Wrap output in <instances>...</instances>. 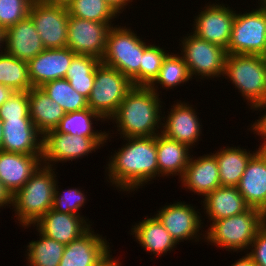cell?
<instances>
[{"mask_svg":"<svg viewBox=\"0 0 266 266\" xmlns=\"http://www.w3.org/2000/svg\"><path fill=\"white\" fill-rule=\"evenodd\" d=\"M123 140L121 149L109 157L105 174L111 186L132 193L159 177L156 136L125 137Z\"/></svg>","mask_w":266,"mask_h":266,"instance_id":"1","label":"cell"},{"mask_svg":"<svg viewBox=\"0 0 266 266\" xmlns=\"http://www.w3.org/2000/svg\"><path fill=\"white\" fill-rule=\"evenodd\" d=\"M159 96L145 86H134L126 94L118 111L110 119L116 124L120 139L150 137L161 133L163 102Z\"/></svg>","mask_w":266,"mask_h":266,"instance_id":"2","label":"cell"},{"mask_svg":"<svg viewBox=\"0 0 266 266\" xmlns=\"http://www.w3.org/2000/svg\"><path fill=\"white\" fill-rule=\"evenodd\" d=\"M57 167L41 164L13 195L12 209L21 227L29 228L53 207Z\"/></svg>","mask_w":266,"mask_h":266,"instance_id":"3","label":"cell"},{"mask_svg":"<svg viewBox=\"0 0 266 266\" xmlns=\"http://www.w3.org/2000/svg\"><path fill=\"white\" fill-rule=\"evenodd\" d=\"M256 111L266 104V67L262 55L228 54L224 75Z\"/></svg>","mask_w":266,"mask_h":266,"instance_id":"4","label":"cell"},{"mask_svg":"<svg viewBox=\"0 0 266 266\" xmlns=\"http://www.w3.org/2000/svg\"><path fill=\"white\" fill-rule=\"evenodd\" d=\"M263 224V212L249 207L240 214L210 223V227L205 231L204 241L233 253L244 250L248 252L258 229Z\"/></svg>","mask_w":266,"mask_h":266,"instance_id":"5","label":"cell"},{"mask_svg":"<svg viewBox=\"0 0 266 266\" xmlns=\"http://www.w3.org/2000/svg\"><path fill=\"white\" fill-rule=\"evenodd\" d=\"M149 46L130 27L112 26L107 34L106 51L101 63L117 69L139 86V68L144 50Z\"/></svg>","mask_w":266,"mask_h":266,"instance_id":"6","label":"cell"},{"mask_svg":"<svg viewBox=\"0 0 266 266\" xmlns=\"http://www.w3.org/2000/svg\"><path fill=\"white\" fill-rule=\"evenodd\" d=\"M133 87L128 77L100 63L95 70L94 85L87 99L88 107L109 122Z\"/></svg>","mask_w":266,"mask_h":266,"instance_id":"7","label":"cell"},{"mask_svg":"<svg viewBox=\"0 0 266 266\" xmlns=\"http://www.w3.org/2000/svg\"><path fill=\"white\" fill-rule=\"evenodd\" d=\"M180 39V55L187 65L191 79L214 80V77L220 78L224 75L228 55L224 48L199 38L192 30Z\"/></svg>","mask_w":266,"mask_h":266,"instance_id":"8","label":"cell"},{"mask_svg":"<svg viewBox=\"0 0 266 266\" xmlns=\"http://www.w3.org/2000/svg\"><path fill=\"white\" fill-rule=\"evenodd\" d=\"M236 13L227 54L262 55L266 51V3Z\"/></svg>","mask_w":266,"mask_h":266,"instance_id":"9","label":"cell"},{"mask_svg":"<svg viewBox=\"0 0 266 266\" xmlns=\"http://www.w3.org/2000/svg\"><path fill=\"white\" fill-rule=\"evenodd\" d=\"M92 139L90 137L59 133L55 129L42 135V164L54 167L58 162L64 163L88 156L104 146L110 139Z\"/></svg>","mask_w":266,"mask_h":266,"instance_id":"10","label":"cell"},{"mask_svg":"<svg viewBox=\"0 0 266 266\" xmlns=\"http://www.w3.org/2000/svg\"><path fill=\"white\" fill-rule=\"evenodd\" d=\"M29 17L45 49L67 47L69 13L66 6L34 0L30 7Z\"/></svg>","mask_w":266,"mask_h":266,"instance_id":"11","label":"cell"},{"mask_svg":"<svg viewBox=\"0 0 266 266\" xmlns=\"http://www.w3.org/2000/svg\"><path fill=\"white\" fill-rule=\"evenodd\" d=\"M191 205L185 201H176L163 206L157 211L158 213L154 214L177 244L184 240L199 242L200 239H205V233L200 232L204 227L201 213L199 209L196 210V206Z\"/></svg>","mask_w":266,"mask_h":266,"instance_id":"12","label":"cell"},{"mask_svg":"<svg viewBox=\"0 0 266 266\" xmlns=\"http://www.w3.org/2000/svg\"><path fill=\"white\" fill-rule=\"evenodd\" d=\"M208 3L194 16L193 32L199 38L227 50L234 23L235 12L227 4ZM227 5V7H226Z\"/></svg>","mask_w":266,"mask_h":266,"instance_id":"13","label":"cell"},{"mask_svg":"<svg viewBox=\"0 0 266 266\" xmlns=\"http://www.w3.org/2000/svg\"><path fill=\"white\" fill-rule=\"evenodd\" d=\"M113 23H101L69 15L67 47L77 55H89L102 60L107 34Z\"/></svg>","mask_w":266,"mask_h":266,"instance_id":"14","label":"cell"},{"mask_svg":"<svg viewBox=\"0 0 266 266\" xmlns=\"http://www.w3.org/2000/svg\"><path fill=\"white\" fill-rule=\"evenodd\" d=\"M170 108L164 116H162V130L161 133L169 139L178 141L181 144L194 147L195 143L199 142L202 136V123L193 105L188 102L177 101ZM201 135V136H200Z\"/></svg>","mask_w":266,"mask_h":266,"instance_id":"15","label":"cell"},{"mask_svg":"<svg viewBox=\"0 0 266 266\" xmlns=\"http://www.w3.org/2000/svg\"><path fill=\"white\" fill-rule=\"evenodd\" d=\"M76 54L66 48L44 49L28 63V76L32 87L64 79L73 57Z\"/></svg>","mask_w":266,"mask_h":266,"instance_id":"16","label":"cell"},{"mask_svg":"<svg viewBox=\"0 0 266 266\" xmlns=\"http://www.w3.org/2000/svg\"><path fill=\"white\" fill-rule=\"evenodd\" d=\"M92 229L66 245L58 266H96L111 252L108 240Z\"/></svg>","mask_w":266,"mask_h":266,"instance_id":"17","label":"cell"},{"mask_svg":"<svg viewBox=\"0 0 266 266\" xmlns=\"http://www.w3.org/2000/svg\"><path fill=\"white\" fill-rule=\"evenodd\" d=\"M32 227H36L48 238L68 245L85 234L91 224L83 215L60 213L50 209Z\"/></svg>","mask_w":266,"mask_h":266,"instance_id":"18","label":"cell"},{"mask_svg":"<svg viewBox=\"0 0 266 266\" xmlns=\"http://www.w3.org/2000/svg\"><path fill=\"white\" fill-rule=\"evenodd\" d=\"M181 185L204 198L208 193L221 186L218 162L211 153L194 158L192 155L182 177Z\"/></svg>","mask_w":266,"mask_h":266,"instance_id":"19","label":"cell"},{"mask_svg":"<svg viewBox=\"0 0 266 266\" xmlns=\"http://www.w3.org/2000/svg\"><path fill=\"white\" fill-rule=\"evenodd\" d=\"M2 151L21 154H42V134L31 118L5 120Z\"/></svg>","mask_w":266,"mask_h":266,"instance_id":"20","label":"cell"},{"mask_svg":"<svg viewBox=\"0 0 266 266\" xmlns=\"http://www.w3.org/2000/svg\"><path fill=\"white\" fill-rule=\"evenodd\" d=\"M3 41L6 53L25 62L33 59L45 49L29 16L4 30Z\"/></svg>","mask_w":266,"mask_h":266,"instance_id":"21","label":"cell"},{"mask_svg":"<svg viewBox=\"0 0 266 266\" xmlns=\"http://www.w3.org/2000/svg\"><path fill=\"white\" fill-rule=\"evenodd\" d=\"M237 188L249 207L265 211L266 150L260 148L251 157Z\"/></svg>","mask_w":266,"mask_h":266,"instance_id":"22","label":"cell"},{"mask_svg":"<svg viewBox=\"0 0 266 266\" xmlns=\"http://www.w3.org/2000/svg\"><path fill=\"white\" fill-rule=\"evenodd\" d=\"M42 154H21L0 150V181L14 195L42 164Z\"/></svg>","mask_w":266,"mask_h":266,"instance_id":"23","label":"cell"},{"mask_svg":"<svg viewBox=\"0 0 266 266\" xmlns=\"http://www.w3.org/2000/svg\"><path fill=\"white\" fill-rule=\"evenodd\" d=\"M146 217L135 223L131 228L132 233L130 232L142 249L151 253L150 255L160 257L177 248V243L159 220L155 216Z\"/></svg>","mask_w":266,"mask_h":266,"instance_id":"24","label":"cell"},{"mask_svg":"<svg viewBox=\"0 0 266 266\" xmlns=\"http://www.w3.org/2000/svg\"><path fill=\"white\" fill-rule=\"evenodd\" d=\"M203 199L201 204L203 202L204 213L210 223L235 216L249 208L237 187L220 186L208 193Z\"/></svg>","mask_w":266,"mask_h":266,"instance_id":"25","label":"cell"},{"mask_svg":"<svg viewBox=\"0 0 266 266\" xmlns=\"http://www.w3.org/2000/svg\"><path fill=\"white\" fill-rule=\"evenodd\" d=\"M156 149L159 177L178 175L180 179L189 164L191 148L160 133L156 135Z\"/></svg>","mask_w":266,"mask_h":266,"instance_id":"26","label":"cell"},{"mask_svg":"<svg viewBox=\"0 0 266 266\" xmlns=\"http://www.w3.org/2000/svg\"><path fill=\"white\" fill-rule=\"evenodd\" d=\"M28 101L29 117L42 135L54 130L65 115L63 108L40 87H33L28 91Z\"/></svg>","mask_w":266,"mask_h":266,"instance_id":"27","label":"cell"},{"mask_svg":"<svg viewBox=\"0 0 266 266\" xmlns=\"http://www.w3.org/2000/svg\"><path fill=\"white\" fill-rule=\"evenodd\" d=\"M260 149L252 153L248 149L238 147H222L212 153L218 162L221 186L237 187L251 157Z\"/></svg>","mask_w":266,"mask_h":266,"instance_id":"28","label":"cell"},{"mask_svg":"<svg viewBox=\"0 0 266 266\" xmlns=\"http://www.w3.org/2000/svg\"><path fill=\"white\" fill-rule=\"evenodd\" d=\"M105 122V120L89 107L80 111L65 113L55 130L59 133L72 134L92 139H107L108 133L96 130L93 121Z\"/></svg>","mask_w":266,"mask_h":266,"instance_id":"29","label":"cell"},{"mask_svg":"<svg viewBox=\"0 0 266 266\" xmlns=\"http://www.w3.org/2000/svg\"><path fill=\"white\" fill-rule=\"evenodd\" d=\"M101 63V60L89 55H75L70 63L64 79L79 94L87 99L95 81V70Z\"/></svg>","mask_w":266,"mask_h":266,"instance_id":"30","label":"cell"},{"mask_svg":"<svg viewBox=\"0 0 266 266\" xmlns=\"http://www.w3.org/2000/svg\"><path fill=\"white\" fill-rule=\"evenodd\" d=\"M189 80L192 79L183 57L178 53H168L163 59L158 76L148 87L160 94L158 89L161 87L167 91L182 86L181 84H186Z\"/></svg>","mask_w":266,"mask_h":266,"instance_id":"31","label":"cell"},{"mask_svg":"<svg viewBox=\"0 0 266 266\" xmlns=\"http://www.w3.org/2000/svg\"><path fill=\"white\" fill-rule=\"evenodd\" d=\"M39 232V240H32L27 245L26 260L28 266H58L66 245L48 238Z\"/></svg>","mask_w":266,"mask_h":266,"instance_id":"32","label":"cell"},{"mask_svg":"<svg viewBox=\"0 0 266 266\" xmlns=\"http://www.w3.org/2000/svg\"><path fill=\"white\" fill-rule=\"evenodd\" d=\"M0 84L11 88L14 92L32 89L28 76V63L9 55L5 51L1 52Z\"/></svg>","mask_w":266,"mask_h":266,"instance_id":"33","label":"cell"},{"mask_svg":"<svg viewBox=\"0 0 266 266\" xmlns=\"http://www.w3.org/2000/svg\"><path fill=\"white\" fill-rule=\"evenodd\" d=\"M40 88L51 100L58 103L65 113L88 108L87 98L73 89L67 79L49 81Z\"/></svg>","mask_w":266,"mask_h":266,"instance_id":"34","label":"cell"},{"mask_svg":"<svg viewBox=\"0 0 266 266\" xmlns=\"http://www.w3.org/2000/svg\"><path fill=\"white\" fill-rule=\"evenodd\" d=\"M67 9L70 16L101 23H112L119 17L106 0H72Z\"/></svg>","mask_w":266,"mask_h":266,"instance_id":"35","label":"cell"},{"mask_svg":"<svg viewBox=\"0 0 266 266\" xmlns=\"http://www.w3.org/2000/svg\"><path fill=\"white\" fill-rule=\"evenodd\" d=\"M169 51L150 44L143 52L139 68V86L148 87L158 76L163 59Z\"/></svg>","mask_w":266,"mask_h":266,"instance_id":"36","label":"cell"},{"mask_svg":"<svg viewBox=\"0 0 266 266\" xmlns=\"http://www.w3.org/2000/svg\"><path fill=\"white\" fill-rule=\"evenodd\" d=\"M58 180L55 184L54 201L52 209L67 214H75L81 216L80 210L85 206L88 200L86 194L80 188H69L67 190H60Z\"/></svg>","mask_w":266,"mask_h":266,"instance_id":"37","label":"cell"},{"mask_svg":"<svg viewBox=\"0 0 266 266\" xmlns=\"http://www.w3.org/2000/svg\"><path fill=\"white\" fill-rule=\"evenodd\" d=\"M34 0H0V28L4 31L29 16Z\"/></svg>","mask_w":266,"mask_h":266,"instance_id":"38","label":"cell"},{"mask_svg":"<svg viewBox=\"0 0 266 266\" xmlns=\"http://www.w3.org/2000/svg\"><path fill=\"white\" fill-rule=\"evenodd\" d=\"M2 121L29 117L28 91L14 92L7 101L0 106Z\"/></svg>","mask_w":266,"mask_h":266,"instance_id":"39","label":"cell"},{"mask_svg":"<svg viewBox=\"0 0 266 266\" xmlns=\"http://www.w3.org/2000/svg\"><path fill=\"white\" fill-rule=\"evenodd\" d=\"M252 248V249H251ZM247 254L257 266H266V223L257 231Z\"/></svg>","mask_w":266,"mask_h":266,"instance_id":"40","label":"cell"},{"mask_svg":"<svg viewBox=\"0 0 266 266\" xmlns=\"http://www.w3.org/2000/svg\"><path fill=\"white\" fill-rule=\"evenodd\" d=\"M258 112L262 110H266V104L260 106L258 109ZM261 116V117H260ZM258 117L257 120L254 121V123L250 125V128L248 130H252V132H254V134L256 133V135L260 137L261 141L263 140V142H260V148L266 150V111L265 113L263 112V115H260Z\"/></svg>","mask_w":266,"mask_h":266,"instance_id":"41","label":"cell"},{"mask_svg":"<svg viewBox=\"0 0 266 266\" xmlns=\"http://www.w3.org/2000/svg\"><path fill=\"white\" fill-rule=\"evenodd\" d=\"M13 202V195L5 187V185L0 181V209L6 206L11 207Z\"/></svg>","mask_w":266,"mask_h":266,"instance_id":"42","label":"cell"},{"mask_svg":"<svg viewBox=\"0 0 266 266\" xmlns=\"http://www.w3.org/2000/svg\"><path fill=\"white\" fill-rule=\"evenodd\" d=\"M106 2L114 9V11L120 15L133 0H106ZM129 3V4H128Z\"/></svg>","mask_w":266,"mask_h":266,"instance_id":"43","label":"cell"},{"mask_svg":"<svg viewBox=\"0 0 266 266\" xmlns=\"http://www.w3.org/2000/svg\"><path fill=\"white\" fill-rule=\"evenodd\" d=\"M111 253H112V251L101 262H99L96 266H122L121 261L119 262V260L115 259L114 256L112 257Z\"/></svg>","mask_w":266,"mask_h":266,"instance_id":"44","label":"cell"},{"mask_svg":"<svg viewBox=\"0 0 266 266\" xmlns=\"http://www.w3.org/2000/svg\"><path fill=\"white\" fill-rule=\"evenodd\" d=\"M14 93V91L5 86L0 84V106L9 99V97Z\"/></svg>","mask_w":266,"mask_h":266,"instance_id":"45","label":"cell"},{"mask_svg":"<svg viewBox=\"0 0 266 266\" xmlns=\"http://www.w3.org/2000/svg\"><path fill=\"white\" fill-rule=\"evenodd\" d=\"M231 266H257L254 261L246 254L242 256L240 259L232 263Z\"/></svg>","mask_w":266,"mask_h":266,"instance_id":"46","label":"cell"},{"mask_svg":"<svg viewBox=\"0 0 266 266\" xmlns=\"http://www.w3.org/2000/svg\"><path fill=\"white\" fill-rule=\"evenodd\" d=\"M48 4H55V5H62L66 6L72 1V0H41Z\"/></svg>","mask_w":266,"mask_h":266,"instance_id":"47","label":"cell"},{"mask_svg":"<svg viewBox=\"0 0 266 266\" xmlns=\"http://www.w3.org/2000/svg\"><path fill=\"white\" fill-rule=\"evenodd\" d=\"M4 31L0 28V53L4 51Z\"/></svg>","mask_w":266,"mask_h":266,"instance_id":"48","label":"cell"},{"mask_svg":"<svg viewBox=\"0 0 266 266\" xmlns=\"http://www.w3.org/2000/svg\"><path fill=\"white\" fill-rule=\"evenodd\" d=\"M3 123L2 120L0 118V150H2V141H3Z\"/></svg>","mask_w":266,"mask_h":266,"instance_id":"49","label":"cell"},{"mask_svg":"<svg viewBox=\"0 0 266 266\" xmlns=\"http://www.w3.org/2000/svg\"><path fill=\"white\" fill-rule=\"evenodd\" d=\"M262 58L264 60L265 67H266V51L262 54Z\"/></svg>","mask_w":266,"mask_h":266,"instance_id":"50","label":"cell"},{"mask_svg":"<svg viewBox=\"0 0 266 266\" xmlns=\"http://www.w3.org/2000/svg\"><path fill=\"white\" fill-rule=\"evenodd\" d=\"M263 220H264V223H266V209H265V211L263 212Z\"/></svg>","mask_w":266,"mask_h":266,"instance_id":"51","label":"cell"},{"mask_svg":"<svg viewBox=\"0 0 266 266\" xmlns=\"http://www.w3.org/2000/svg\"><path fill=\"white\" fill-rule=\"evenodd\" d=\"M259 1H260V3H266V0H258L257 3H259Z\"/></svg>","mask_w":266,"mask_h":266,"instance_id":"52","label":"cell"}]
</instances>
